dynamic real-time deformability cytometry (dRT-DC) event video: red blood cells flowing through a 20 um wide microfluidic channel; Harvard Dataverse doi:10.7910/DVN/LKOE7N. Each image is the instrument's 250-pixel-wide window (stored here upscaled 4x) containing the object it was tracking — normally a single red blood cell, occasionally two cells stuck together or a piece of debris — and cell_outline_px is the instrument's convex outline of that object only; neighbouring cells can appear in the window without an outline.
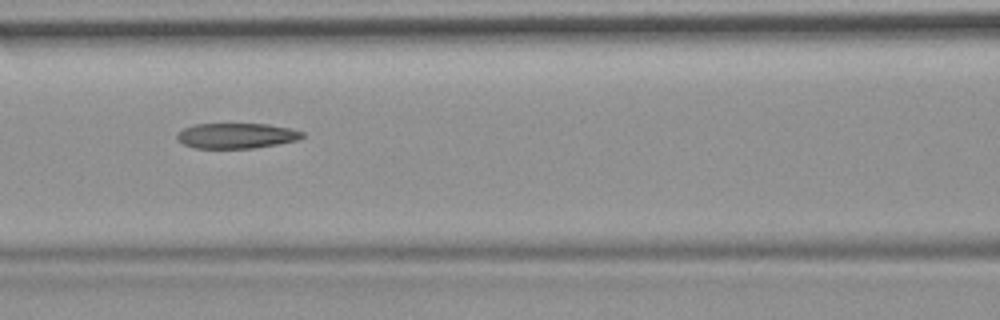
{"species": "common noctule bat (a hibernating species)", "species_latin": "Nyctalus noctula", "temperature_condition": "room temperature", "stored_images_in_passage": 54, "camera_frame_rate_fps": 3000, "um_per_image_px": 0.085, "animal": {"sex": "female", "body_mass_g": 19.9}, "frame": {"image": 1, "passage_image": 24, "time_ms": 7.667, "image_size_px": [1000, 320], "cell_outline_px": [[304, 136], [296, 140], [276, 144], [252, 148], [196, 148], [184, 144], [176, 140], [176, 132], [184, 128], [196, 124], [268, 124], [288, 128], [304, 132]], "centroid_in_image_um": [20.04, 11.53], "position_along_channel_um": 146.6, "area_um2": 18.38}, "authors_computed_cell_mechanics": {"area_um2": 19.9121, "velocity_mm_per_s": 3.7281, "shape_relaxation_time_tau1_ms": null, "shape_relaxation_time_tau2_ms": 3.906, "deformation_change_tau1": null, "deformation_change_tau2": 0.1406}}